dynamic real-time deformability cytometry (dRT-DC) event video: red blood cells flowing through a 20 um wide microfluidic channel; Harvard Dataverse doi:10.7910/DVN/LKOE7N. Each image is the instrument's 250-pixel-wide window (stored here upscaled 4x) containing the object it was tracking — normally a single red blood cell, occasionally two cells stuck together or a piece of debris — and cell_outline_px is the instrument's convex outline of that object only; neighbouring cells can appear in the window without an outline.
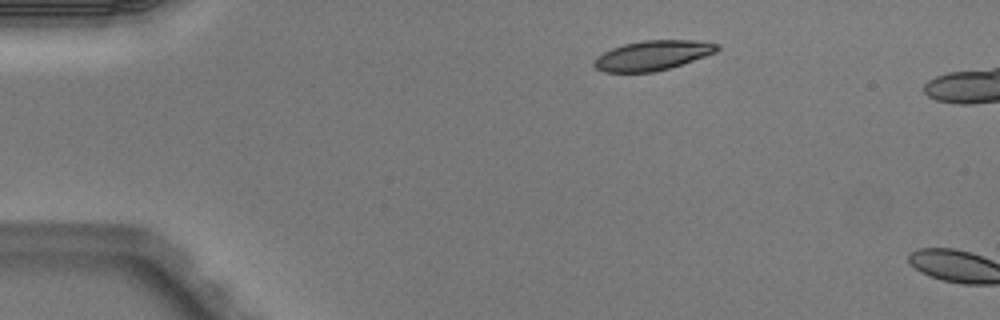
{"species": "Egyptian fruit bat (a non-hibernating species)", "species_latin": "Rousettus aegyptiacus", "temperature_condition": "warm", "stored_images_in_passage": 5, "camera_frame_rate_fps": 3000, "um_per_image_px": 0.085, "animal": {"sex": "male"}, "frame": {"image": 1, "passage_image": 5, "time_ms": 1.333, "image_size_px": [1000, 320], "cell_outline_px": [[720, 48], [716, 52], [668, 68], [652, 72], [604, 72], [596, 68], [592, 64], [596, 56], [612, 48], [624, 44], [644, 40], [692, 40], [720, 44]], "centroid_in_image_um": [55.43, 4.7], "position_along_channel_um": 29.6, "area_um2": 21.1}}